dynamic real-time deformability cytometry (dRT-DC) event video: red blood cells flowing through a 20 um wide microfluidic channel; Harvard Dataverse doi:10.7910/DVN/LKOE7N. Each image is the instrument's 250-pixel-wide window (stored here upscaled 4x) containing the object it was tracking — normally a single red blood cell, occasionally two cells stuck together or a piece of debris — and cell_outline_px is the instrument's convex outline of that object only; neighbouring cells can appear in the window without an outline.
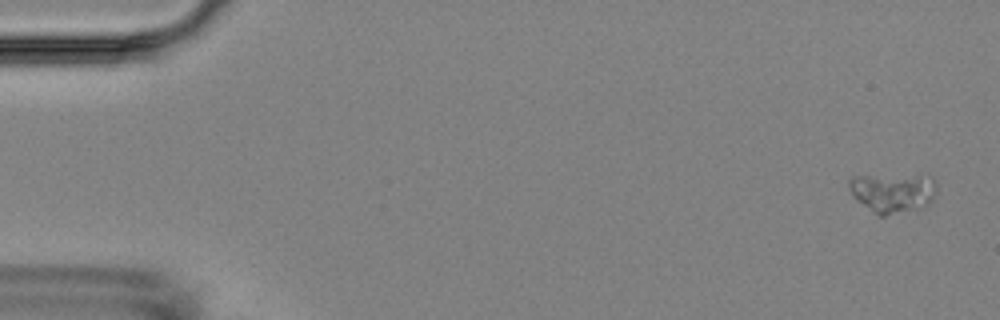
{"species": "Egyptian fruit bat (a non-hibernating species)", "species_latin": "Rousettus aegyptiacus", "temperature_condition": "room temperature", "stored_images_in_passage": 9, "camera_frame_rate_fps": 3000, "um_per_image_px": 0.085, "animal": {"sex": "female"}, "frame": {"image": 1, "passage_image": 1, "time_ms": 0.0, "image_size_px": [1000, 320], "cell_outline_px": [[936, 192], [932, 200], [924, 208], [884, 216], [880, 216], [872, 212], [856, 200], [852, 196], [848, 188], [848, 180], [852, 176], [920, 172], [932, 176], [936, 184]], "centroid_in_image_um": [75.91, 16.32], "position_along_channel_um": 9.1, "area_um2": 21.5}}
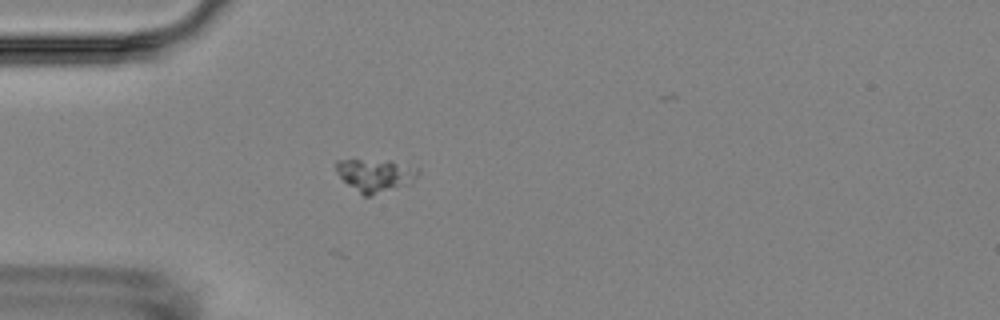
{"frame": {"image": 2, "passage_image": 5, "time_ms": 4.667, "image_size_px": [1000, 320], "cell_outline_px": [[420, 172], [408, 184], [372, 196], [364, 196], [348, 184], [336, 172], [336, 160], [392, 160], [416, 168]], "centroid_in_image_um": [31.89, 14.89], "position_along_channel_um": 53.1, "area_um2": 15.49}}